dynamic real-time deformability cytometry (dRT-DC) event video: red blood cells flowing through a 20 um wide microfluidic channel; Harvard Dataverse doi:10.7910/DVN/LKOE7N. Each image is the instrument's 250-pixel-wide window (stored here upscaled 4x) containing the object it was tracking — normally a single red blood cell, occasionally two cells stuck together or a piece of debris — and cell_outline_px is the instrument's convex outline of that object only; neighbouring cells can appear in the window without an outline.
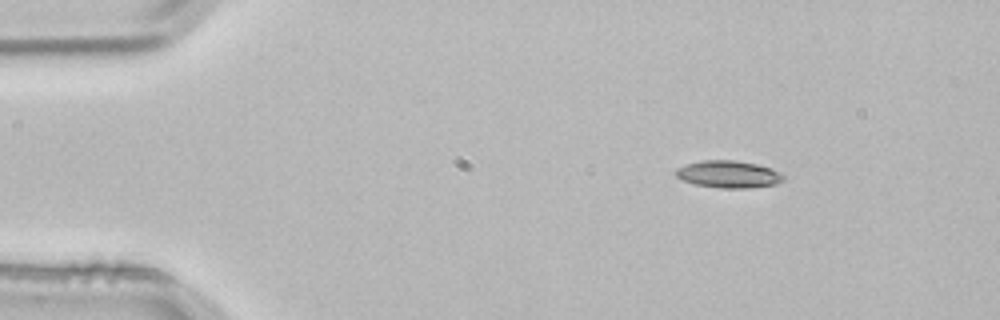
{"species": "common noctule bat (a hibernating species)", "species_latin": "Nyctalus noctula", "temperature_condition": "room temperature", "stored_images_in_passage": 3, "camera_frame_rate_fps": 3000, "um_per_image_px": 0.085, "animal": {"sex": "male", "body_mass_g": 21.5, "forearm_length_mm": 52.0}, "frame": {"image": 1, "passage_image": 1, "time_ms": 0.0, "image_size_px": [1000, 320], "cell_outline_px": [[784, 180], [776, 184], [748, 188], [720, 188], [696, 184], [684, 180], [676, 176], [676, 168], [684, 164], [700, 160], [732, 160], [756, 164], [772, 168], [780, 172], [784, 176]], "centroid_in_image_um": [61.93, 14.8], "position_along_channel_um": 23.1, "area_um2": 17.05}}
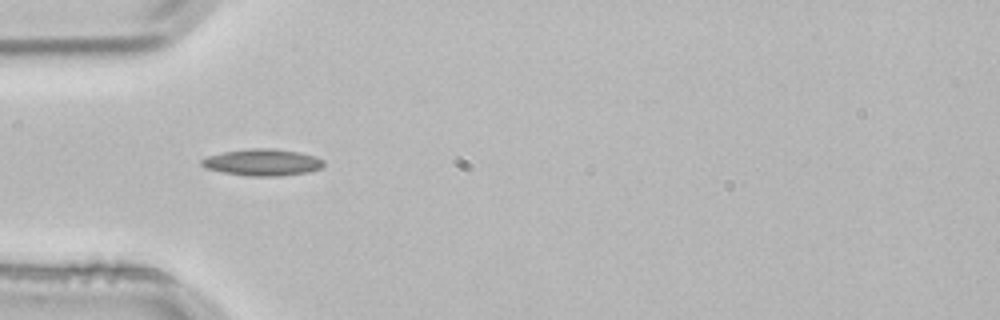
{"frame": {"image": 2, "passage_image": 3, "time_ms": 0.667, "image_size_px": [1000, 320], "cell_outline_px": [[324, 164], [320, 168], [308, 172], [280, 176], [248, 176], [224, 172], [204, 168], [200, 164], [200, 160], [208, 156], [224, 152], [252, 148], [272, 148], [296, 152], [316, 156], [324, 160]], "centroid_in_image_um": [22.3, 13.8], "position_along_channel_um": 62.7, "area_um2": 18.9}}